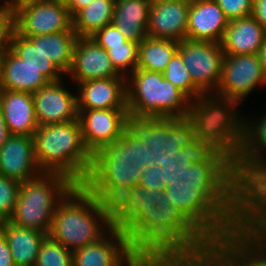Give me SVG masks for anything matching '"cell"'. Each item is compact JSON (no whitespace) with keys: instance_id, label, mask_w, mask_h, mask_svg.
Returning a JSON list of instances; mask_svg holds the SVG:
<instances>
[{"instance_id":"1","label":"cell","mask_w":266,"mask_h":266,"mask_svg":"<svg viewBox=\"0 0 266 266\" xmlns=\"http://www.w3.org/2000/svg\"><path fill=\"white\" fill-rule=\"evenodd\" d=\"M229 203L216 182L181 179L168 190L136 185L110 205L111 224L131 249L151 252L166 266H208Z\"/></svg>"},{"instance_id":"2","label":"cell","mask_w":266,"mask_h":266,"mask_svg":"<svg viewBox=\"0 0 266 266\" xmlns=\"http://www.w3.org/2000/svg\"><path fill=\"white\" fill-rule=\"evenodd\" d=\"M125 157L140 168H167L178 180L216 182L226 192L225 125L209 109L187 118L130 120Z\"/></svg>"},{"instance_id":"3","label":"cell","mask_w":266,"mask_h":266,"mask_svg":"<svg viewBox=\"0 0 266 266\" xmlns=\"http://www.w3.org/2000/svg\"><path fill=\"white\" fill-rule=\"evenodd\" d=\"M103 225L112 228L110 205L76 185L58 204L48 236L74 251L103 238Z\"/></svg>"},{"instance_id":"4","label":"cell","mask_w":266,"mask_h":266,"mask_svg":"<svg viewBox=\"0 0 266 266\" xmlns=\"http://www.w3.org/2000/svg\"><path fill=\"white\" fill-rule=\"evenodd\" d=\"M35 156L45 173H58L76 185H83L92 167V155L86 149L79 119L38 126L34 133Z\"/></svg>"},{"instance_id":"5","label":"cell","mask_w":266,"mask_h":266,"mask_svg":"<svg viewBox=\"0 0 266 266\" xmlns=\"http://www.w3.org/2000/svg\"><path fill=\"white\" fill-rule=\"evenodd\" d=\"M238 117L225 125L226 193L230 198L266 170L262 156L266 150V114L256 124Z\"/></svg>"},{"instance_id":"6","label":"cell","mask_w":266,"mask_h":266,"mask_svg":"<svg viewBox=\"0 0 266 266\" xmlns=\"http://www.w3.org/2000/svg\"><path fill=\"white\" fill-rule=\"evenodd\" d=\"M131 76V77H130ZM127 111L139 118H187L199 108L163 73L135 69L126 75Z\"/></svg>"},{"instance_id":"7","label":"cell","mask_w":266,"mask_h":266,"mask_svg":"<svg viewBox=\"0 0 266 266\" xmlns=\"http://www.w3.org/2000/svg\"><path fill=\"white\" fill-rule=\"evenodd\" d=\"M75 186L64 175L45 172L22 182L17 203L8 221L48 236L58 204Z\"/></svg>"},{"instance_id":"8","label":"cell","mask_w":266,"mask_h":266,"mask_svg":"<svg viewBox=\"0 0 266 266\" xmlns=\"http://www.w3.org/2000/svg\"><path fill=\"white\" fill-rule=\"evenodd\" d=\"M140 167L125 157V131L112 144L92 156V167L83 186L105 204L111 205L123 193L138 185Z\"/></svg>"},{"instance_id":"9","label":"cell","mask_w":266,"mask_h":266,"mask_svg":"<svg viewBox=\"0 0 266 266\" xmlns=\"http://www.w3.org/2000/svg\"><path fill=\"white\" fill-rule=\"evenodd\" d=\"M259 84H266V76L258 54L225 55L219 95L209 99L208 109L226 125L237 115L234 107Z\"/></svg>"},{"instance_id":"10","label":"cell","mask_w":266,"mask_h":266,"mask_svg":"<svg viewBox=\"0 0 266 266\" xmlns=\"http://www.w3.org/2000/svg\"><path fill=\"white\" fill-rule=\"evenodd\" d=\"M178 52L193 83L210 99L214 96L210 91L215 88L216 92L222 75L225 54L221 43L185 39L179 42Z\"/></svg>"},{"instance_id":"11","label":"cell","mask_w":266,"mask_h":266,"mask_svg":"<svg viewBox=\"0 0 266 266\" xmlns=\"http://www.w3.org/2000/svg\"><path fill=\"white\" fill-rule=\"evenodd\" d=\"M78 112L82 139L92 156L117 141L129 126L127 109H91Z\"/></svg>"},{"instance_id":"12","label":"cell","mask_w":266,"mask_h":266,"mask_svg":"<svg viewBox=\"0 0 266 266\" xmlns=\"http://www.w3.org/2000/svg\"><path fill=\"white\" fill-rule=\"evenodd\" d=\"M72 28V16L66 4L57 1L31 4L15 13V31L23 37L48 35Z\"/></svg>"},{"instance_id":"13","label":"cell","mask_w":266,"mask_h":266,"mask_svg":"<svg viewBox=\"0 0 266 266\" xmlns=\"http://www.w3.org/2000/svg\"><path fill=\"white\" fill-rule=\"evenodd\" d=\"M62 80L49 81L32 93L39 126L61 124L78 118L77 96L67 91Z\"/></svg>"},{"instance_id":"14","label":"cell","mask_w":266,"mask_h":266,"mask_svg":"<svg viewBox=\"0 0 266 266\" xmlns=\"http://www.w3.org/2000/svg\"><path fill=\"white\" fill-rule=\"evenodd\" d=\"M191 0H152L147 36L155 39H187Z\"/></svg>"},{"instance_id":"15","label":"cell","mask_w":266,"mask_h":266,"mask_svg":"<svg viewBox=\"0 0 266 266\" xmlns=\"http://www.w3.org/2000/svg\"><path fill=\"white\" fill-rule=\"evenodd\" d=\"M68 74L77 84L95 79L125 77L115 69L107 50L90 37H78Z\"/></svg>"},{"instance_id":"16","label":"cell","mask_w":266,"mask_h":266,"mask_svg":"<svg viewBox=\"0 0 266 266\" xmlns=\"http://www.w3.org/2000/svg\"><path fill=\"white\" fill-rule=\"evenodd\" d=\"M41 173L33 136L10 135L0 148V175L22 183Z\"/></svg>"},{"instance_id":"17","label":"cell","mask_w":266,"mask_h":266,"mask_svg":"<svg viewBox=\"0 0 266 266\" xmlns=\"http://www.w3.org/2000/svg\"><path fill=\"white\" fill-rule=\"evenodd\" d=\"M229 22L215 0H191L187 39L221 43Z\"/></svg>"},{"instance_id":"18","label":"cell","mask_w":266,"mask_h":266,"mask_svg":"<svg viewBox=\"0 0 266 266\" xmlns=\"http://www.w3.org/2000/svg\"><path fill=\"white\" fill-rule=\"evenodd\" d=\"M126 80L114 77L79 83L78 110L127 109Z\"/></svg>"},{"instance_id":"19","label":"cell","mask_w":266,"mask_h":266,"mask_svg":"<svg viewBox=\"0 0 266 266\" xmlns=\"http://www.w3.org/2000/svg\"><path fill=\"white\" fill-rule=\"evenodd\" d=\"M229 214L266 249V193L237 192L230 198Z\"/></svg>"},{"instance_id":"20","label":"cell","mask_w":266,"mask_h":266,"mask_svg":"<svg viewBox=\"0 0 266 266\" xmlns=\"http://www.w3.org/2000/svg\"><path fill=\"white\" fill-rule=\"evenodd\" d=\"M98 242L72 251L73 266H115L130 250L122 229H107Z\"/></svg>"},{"instance_id":"21","label":"cell","mask_w":266,"mask_h":266,"mask_svg":"<svg viewBox=\"0 0 266 266\" xmlns=\"http://www.w3.org/2000/svg\"><path fill=\"white\" fill-rule=\"evenodd\" d=\"M0 110L11 135L34 136L39 124L32 93L0 89Z\"/></svg>"},{"instance_id":"22","label":"cell","mask_w":266,"mask_h":266,"mask_svg":"<svg viewBox=\"0 0 266 266\" xmlns=\"http://www.w3.org/2000/svg\"><path fill=\"white\" fill-rule=\"evenodd\" d=\"M48 82L37 68L25 63L10 48L0 56V89L34 93Z\"/></svg>"},{"instance_id":"23","label":"cell","mask_w":266,"mask_h":266,"mask_svg":"<svg viewBox=\"0 0 266 266\" xmlns=\"http://www.w3.org/2000/svg\"><path fill=\"white\" fill-rule=\"evenodd\" d=\"M265 38V29L250 15L229 22L221 45L225 55L258 54Z\"/></svg>"},{"instance_id":"24","label":"cell","mask_w":266,"mask_h":266,"mask_svg":"<svg viewBox=\"0 0 266 266\" xmlns=\"http://www.w3.org/2000/svg\"><path fill=\"white\" fill-rule=\"evenodd\" d=\"M152 0H115L112 23L123 36L140 44L147 37Z\"/></svg>"},{"instance_id":"25","label":"cell","mask_w":266,"mask_h":266,"mask_svg":"<svg viewBox=\"0 0 266 266\" xmlns=\"http://www.w3.org/2000/svg\"><path fill=\"white\" fill-rule=\"evenodd\" d=\"M0 232L4 235L16 266H35L40 246L46 234L32 229L0 222Z\"/></svg>"},{"instance_id":"26","label":"cell","mask_w":266,"mask_h":266,"mask_svg":"<svg viewBox=\"0 0 266 266\" xmlns=\"http://www.w3.org/2000/svg\"><path fill=\"white\" fill-rule=\"evenodd\" d=\"M10 49L25 63L37 68L49 81L62 80L63 72L41 50V35L23 37L14 31Z\"/></svg>"},{"instance_id":"27","label":"cell","mask_w":266,"mask_h":266,"mask_svg":"<svg viewBox=\"0 0 266 266\" xmlns=\"http://www.w3.org/2000/svg\"><path fill=\"white\" fill-rule=\"evenodd\" d=\"M115 0H93L72 16V28L78 37H90L112 23Z\"/></svg>"},{"instance_id":"28","label":"cell","mask_w":266,"mask_h":266,"mask_svg":"<svg viewBox=\"0 0 266 266\" xmlns=\"http://www.w3.org/2000/svg\"><path fill=\"white\" fill-rule=\"evenodd\" d=\"M178 47V41L147 36L138 45L137 69L163 73Z\"/></svg>"},{"instance_id":"29","label":"cell","mask_w":266,"mask_h":266,"mask_svg":"<svg viewBox=\"0 0 266 266\" xmlns=\"http://www.w3.org/2000/svg\"><path fill=\"white\" fill-rule=\"evenodd\" d=\"M77 39L78 36L73 28L68 31L41 35L42 52L63 72V75H67L71 68Z\"/></svg>"},{"instance_id":"30","label":"cell","mask_w":266,"mask_h":266,"mask_svg":"<svg viewBox=\"0 0 266 266\" xmlns=\"http://www.w3.org/2000/svg\"><path fill=\"white\" fill-rule=\"evenodd\" d=\"M163 76L182 91L199 109H208L209 98L193 83L184 65L181 54L177 51L167 64Z\"/></svg>"},{"instance_id":"31","label":"cell","mask_w":266,"mask_h":266,"mask_svg":"<svg viewBox=\"0 0 266 266\" xmlns=\"http://www.w3.org/2000/svg\"><path fill=\"white\" fill-rule=\"evenodd\" d=\"M35 266H73L72 251L47 236L40 246Z\"/></svg>"},{"instance_id":"32","label":"cell","mask_w":266,"mask_h":266,"mask_svg":"<svg viewBox=\"0 0 266 266\" xmlns=\"http://www.w3.org/2000/svg\"><path fill=\"white\" fill-rule=\"evenodd\" d=\"M138 45L136 42L128 41L123 42V45L110 46L107 50L113 66L121 75H126L128 71L132 73L137 68Z\"/></svg>"},{"instance_id":"33","label":"cell","mask_w":266,"mask_h":266,"mask_svg":"<svg viewBox=\"0 0 266 266\" xmlns=\"http://www.w3.org/2000/svg\"><path fill=\"white\" fill-rule=\"evenodd\" d=\"M141 170L138 185L149 190H168L179 181L167 168L160 165H144Z\"/></svg>"},{"instance_id":"34","label":"cell","mask_w":266,"mask_h":266,"mask_svg":"<svg viewBox=\"0 0 266 266\" xmlns=\"http://www.w3.org/2000/svg\"><path fill=\"white\" fill-rule=\"evenodd\" d=\"M21 183L0 175V222L8 221L17 203Z\"/></svg>"},{"instance_id":"35","label":"cell","mask_w":266,"mask_h":266,"mask_svg":"<svg viewBox=\"0 0 266 266\" xmlns=\"http://www.w3.org/2000/svg\"><path fill=\"white\" fill-rule=\"evenodd\" d=\"M15 31V13L4 3L0 6V56L10 48Z\"/></svg>"},{"instance_id":"36","label":"cell","mask_w":266,"mask_h":266,"mask_svg":"<svg viewBox=\"0 0 266 266\" xmlns=\"http://www.w3.org/2000/svg\"><path fill=\"white\" fill-rule=\"evenodd\" d=\"M229 21L248 17L253 13V0H215Z\"/></svg>"},{"instance_id":"37","label":"cell","mask_w":266,"mask_h":266,"mask_svg":"<svg viewBox=\"0 0 266 266\" xmlns=\"http://www.w3.org/2000/svg\"><path fill=\"white\" fill-rule=\"evenodd\" d=\"M90 38L105 50H108L110 46L123 45V42H128L113 23L97 30Z\"/></svg>"},{"instance_id":"38","label":"cell","mask_w":266,"mask_h":266,"mask_svg":"<svg viewBox=\"0 0 266 266\" xmlns=\"http://www.w3.org/2000/svg\"><path fill=\"white\" fill-rule=\"evenodd\" d=\"M166 266L155 254L131 249L115 266Z\"/></svg>"},{"instance_id":"39","label":"cell","mask_w":266,"mask_h":266,"mask_svg":"<svg viewBox=\"0 0 266 266\" xmlns=\"http://www.w3.org/2000/svg\"><path fill=\"white\" fill-rule=\"evenodd\" d=\"M0 266H16L13 260V256L10 251V247L0 232Z\"/></svg>"},{"instance_id":"40","label":"cell","mask_w":266,"mask_h":266,"mask_svg":"<svg viewBox=\"0 0 266 266\" xmlns=\"http://www.w3.org/2000/svg\"><path fill=\"white\" fill-rule=\"evenodd\" d=\"M252 16L266 31V0H253Z\"/></svg>"},{"instance_id":"41","label":"cell","mask_w":266,"mask_h":266,"mask_svg":"<svg viewBox=\"0 0 266 266\" xmlns=\"http://www.w3.org/2000/svg\"><path fill=\"white\" fill-rule=\"evenodd\" d=\"M51 0H6L4 3L14 12L16 13L19 9L31 5L44 3Z\"/></svg>"},{"instance_id":"42","label":"cell","mask_w":266,"mask_h":266,"mask_svg":"<svg viewBox=\"0 0 266 266\" xmlns=\"http://www.w3.org/2000/svg\"><path fill=\"white\" fill-rule=\"evenodd\" d=\"M246 190L266 193V170Z\"/></svg>"},{"instance_id":"43","label":"cell","mask_w":266,"mask_h":266,"mask_svg":"<svg viewBox=\"0 0 266 266\" xmlns=\"http://www.w3.org/2000/svg\"><path fill=\"white\" fill-rule=\"evenodd\" d=\"M93 0H71L67 7L70 15L73 16L77 11L90 4Z\"/></svg>"},{"instance_id":"44","label":"cell","mask_w":266,"mask_h":266,"mask_svg":"<svg viewBox=\"0 0 266 266\" xmlns=\"http://www.w3.org/2000/svg\"><path fill=\"white\" fill-rule=\"evenodd\" d=\"M10 132L7 128L6 121L4 119V115L0 110V148L7 141L10 136Z\"/></svg>"},{"instance_id":"45","label":"cell","mask_w":266,"mask_h":266,"mask_svg":"<svg viewBox=\"0 0 266 266\" xmlns=\"http://www.w3.org/2000/svg\"><path fill=\"white\" fill-rule=\"evenodd\" d=\"M258 57L262 66V70L266 76V38L260 50L258 51Z\"/></svg>"},{"instance_id":"46","label":"cell","mask_w":266,"mask_h":266,"mask_svg":"<svg viewBox=\"0 0 266 266\" xmlns=\"http://www.w3.org/2000/svg\"><path fill=\"white\" fill-rule=\"evenodd\" d=\"M53 1H57L59 3H62V4H68L71 0H53Z\"/></svg>"}]
</instances>
